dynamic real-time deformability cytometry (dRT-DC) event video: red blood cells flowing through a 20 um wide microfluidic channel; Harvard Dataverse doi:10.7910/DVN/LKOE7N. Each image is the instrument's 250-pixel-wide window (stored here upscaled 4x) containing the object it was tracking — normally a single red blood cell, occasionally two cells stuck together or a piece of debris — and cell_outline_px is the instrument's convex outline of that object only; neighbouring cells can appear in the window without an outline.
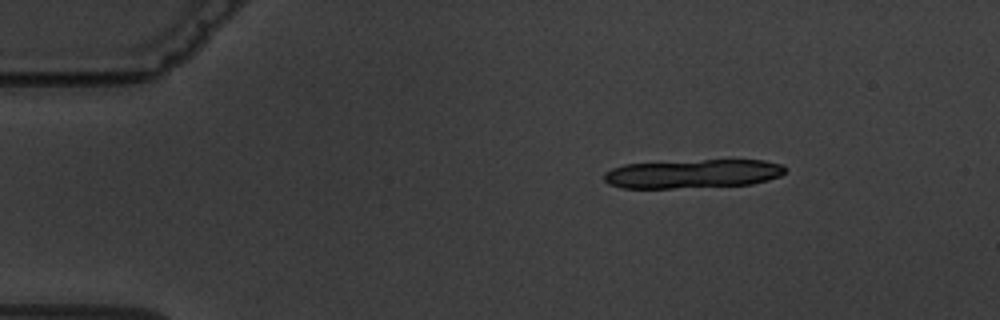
{"species": "common noctule bat (a hibernating species)", "species_latin": "Nyctalus noctula", "temperature_condition": "warm", "stored_images_in_passage": 3, "camera_frame_rate_fps": 3000, "um_per_image_px": 0.085, "animal": {"sex": "male", "body_mass_g": 19.5, "forearm_length_mm": 54.6}, "frame": {"image": 1, "passage_image": 1, "time_ms": 0.0, "image_size_px": [1000, 320], "cell_outline_px": [[784, 172], [780, 176], [768, 180], [752, 184], [672, 188], [620, 188], [608, 184], [604, 180], [604, 172], [612, 168], [624, 164], [704, 160], [764, 160], [780, 164], [784, 168]], "centroid_in_image_um": [58.84, 14.77], "position_along_channel_um": 26.2, "area_um2": 30.29}}